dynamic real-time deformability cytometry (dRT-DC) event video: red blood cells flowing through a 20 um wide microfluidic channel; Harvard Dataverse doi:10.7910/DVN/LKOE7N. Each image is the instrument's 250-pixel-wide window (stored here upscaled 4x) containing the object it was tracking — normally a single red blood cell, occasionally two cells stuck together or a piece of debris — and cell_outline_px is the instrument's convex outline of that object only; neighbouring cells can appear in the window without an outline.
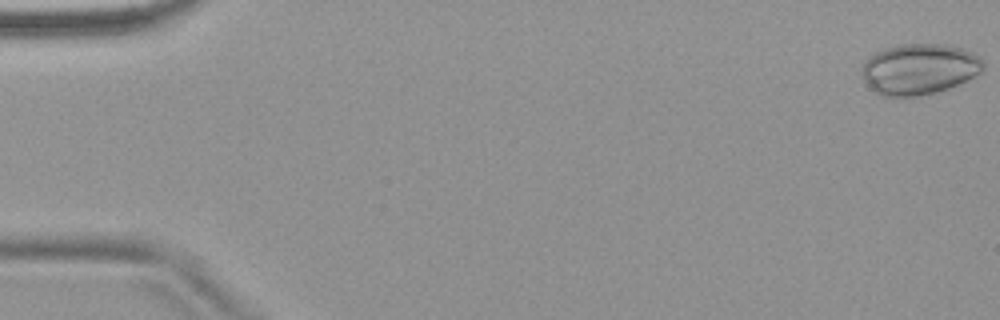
{"species": "common noctule bat (a hibernating species)", "species_latin": "Nyctalus noctula", "temperature_condition": "warm", "stored_images_in_passage": 7, "camera_frame_rate_fps": 3000, "um_per_image_px": 0.085, "animal": {"sex": "female", "body_mass_g": 18.4}, "frame": {"image": 1, "passage_image": 1, "time_ms": 0.0, "image_size_px": [1000, 320], "cell_outline_px": [[984, 68], [980, 72], [948, 88], [936, 92], [916, 96], [880, 96], [864, 80], [860, 72], [860, 68], [864, 60], [868, 56], [884, 48], [900, 44], [944, 44], [960, 48], [980, 56], [984, 60]], "centroid_in_image_um": [78.09, 5.85], "position_along_channel_um": 6.9, "area_um2": 35.89}}
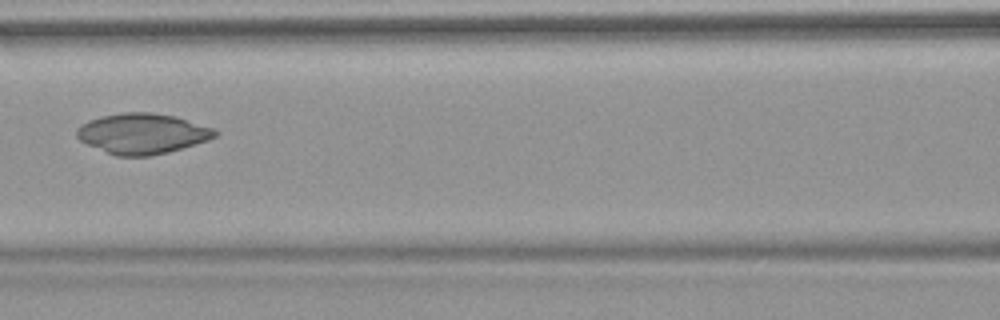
{"frame": {"image": 2, "passage_image": 7, "time_ms": 8.0, "image_size_px": [1000, 320], "cell_outline_px": [[220, 132], [216, 136], [208, 140], [168, 152], [148, 156], [116, 156], [88, 144], [80, 140], [76, 136], [76, 128], [80, 124], [88, 120], [100, 116], [124, 112], [152, 112], [176, 116], [216, 128]], "centroid_in_image_um": [12.12, 11.34], "position_along_channel_um": 154.5, "area_um2": 32.77}}